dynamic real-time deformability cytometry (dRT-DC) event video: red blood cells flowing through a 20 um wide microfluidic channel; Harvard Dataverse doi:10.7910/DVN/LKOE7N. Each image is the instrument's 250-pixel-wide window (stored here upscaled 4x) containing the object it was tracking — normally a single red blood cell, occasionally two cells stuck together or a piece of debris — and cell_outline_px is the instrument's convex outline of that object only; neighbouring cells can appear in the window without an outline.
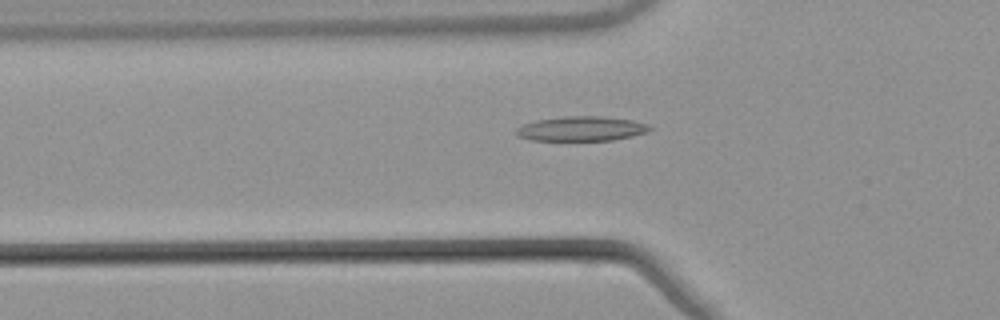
{"species": "common noctule bat (a hibernating species)", "species_latin": "Nyctalus noctula", "temperature_condition": "warm", "stored_images_in_passage": 43, "camera_frame_rate_fps": 3000, "um_per_image_px": 0.085, "animal": {"sex": "male", "body_mass_g": 21.5, "forearm_length_mm": 52.0}, "frame": {"image": 1, "passage_image": 8, "time_ms": 2.333, "image_size_px": [1000, 320], "cell_outline_px": [[652, 128], [648, 132], [632, 136], [612, 140], [532, 140], [516, 136], [516, 128], [524, 124], [536, 120], [564, 116], [600, 116], [632, 120], [648, 124]], "centroid_in_image_um": [49.42, 10.93], "position_along_channel_um": 76.4, "area_um2": 19.13}}
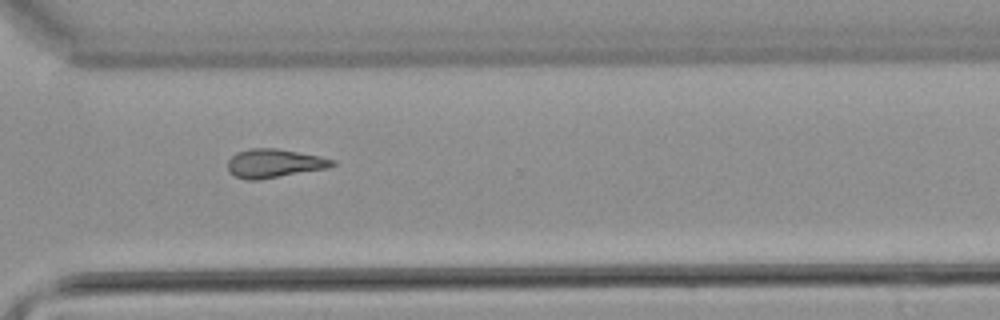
{"frame": {"image": 2, "passage_image": 29, "time_ms": 9.333, "image_size_px": [1000, 320], "cell_outline_px": [[336, 164], [328, 168], [260, 180], [244, 180], [228, 172], [228, 160], [236, 152], [248, 148], [276, 148], [320, 156], [336, 160]], "centroid_in_image_um": [23.3, 13.89], "position_along_channel_um": 347.3, "area_um2": 17.69}}
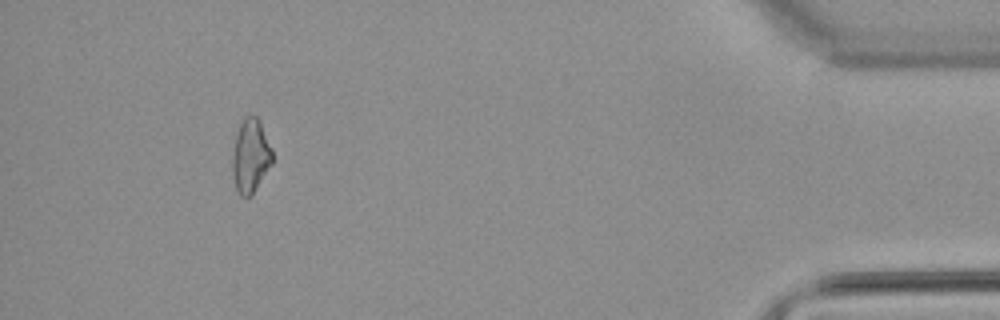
{"frame": {"image": 3, "passage_image": 39, "time_ms": 12.667, "image_size_px": [1000, 320], "cell_outline_px": [[272, 164], [252, 196], [240, 196], [236, 192], [232, 176], [232, 152], [236, 132], [244, 116], [256, 116], [260, 120], [272, 148]], "centroid_in_image_um": [21.28, 13.27], "position_along_channel_um": 413.9, "area_um2": 17.57}}